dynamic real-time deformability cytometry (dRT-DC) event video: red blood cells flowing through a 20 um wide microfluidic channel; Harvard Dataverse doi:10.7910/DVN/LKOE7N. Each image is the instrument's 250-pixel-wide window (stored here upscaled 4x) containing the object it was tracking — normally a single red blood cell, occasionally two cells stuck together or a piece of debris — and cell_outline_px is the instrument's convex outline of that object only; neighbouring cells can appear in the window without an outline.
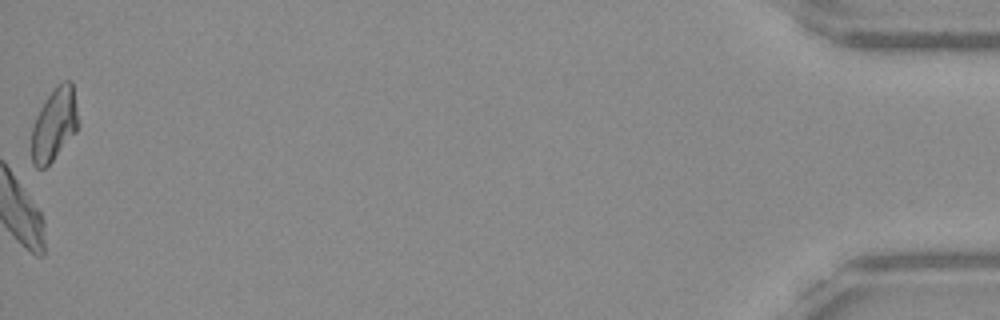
{"species": "Egyptian fruit bat (a non-hibernating species)", "species_latin": "Rousettus aegyptiacus", "temperature_condition": "warm", "stored_images_in_passage": 39, "camera_frame_rate_fps": 3000, "um_per_image_px": 0.085, "frame": {"image": 1, "passage_image": 39, "time_ms": 12.667, "image_size_px": [1000, 320], "cell_outline_px": [[80, 124], [76, 132], [52, 160], [44, 168], [36, 168], [32, 164], [32, 128], [36, 116], [40, 108], [48, 96], [64, 80], [72, 80]], "centroid_in_image_um": [4.64, 10.58], "position_along_channel_um": 430.6, "area_um2": 19.65}, "authors_computed_cell_mechanics": {"area_um2": 22.6576, "velocity_mm_per_s": 3.8793, "shape_relaxation_time_tau1_ms": 6.3627, "shape_relaxation_time_tau2_ms": 2.8702, "deformation_change_tau1": 0.21, "deformation_change_tau2": 0.1019}}